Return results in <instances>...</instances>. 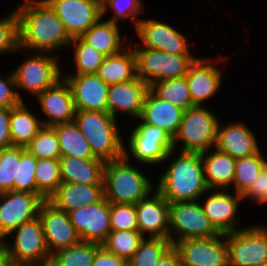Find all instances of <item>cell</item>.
<instances>
[{"instance_id": "obj_1", "label": "cell", "mask_w": 267, "mask_h": 266, "mask_svg": "<svg viewBox=\"0 0 267 266\" xmlns=\"http://www.w3.org/2000/svg\"><path fill=\"white\" fill-rule=\"evenodd\" d=\"M16 11L21 50L54 54L58 49L70 48L72 39L63 22L45 0H24Z\"/></svg>"}, {"instance_id": "obj_2", "label": "cell", "mask_w": 267, "mask_h": 266, "mask_svg": "<svg viewBox=\"0 0 267 266\" xmlns=\"http://www.w3.org/2000/svg\"><path fill=\"white\" fill-rule=\"evenodd\" d=\"M158 177L157 191L169 202L202 200L209 188L204 177L202 153L178 152Z\"/></svg>"}, {"instance_id": "obj_3", "label": "cell", "mask_w": 267, "mask_h": 266, "mask_svg": "<svg viewBox=\"0 0 267 266\" xmlns=\"http://www.w3.org/2000/svg\"><path fill=\"white\" fill-rule=\"evenodd\" d=\"M103 185L104 197L110 203L118 204L136 205L156 190L143 171L131 165L124 156L105 163Z\"/></svg>"}, {"instance_id": "obj_4", "label": "cell", "mask_w": 267, "mask_h": 266, "mask_svg": "<svg viewBox=\"0 0 267 266\" xmlns=\"http://www.w3.org/2000/svg\"><path fill=\"white\" fill-rule=\"evenodd\" d=\"M117 120L108 112L98 111H77L74 119L93 156L105 163L123 157L124 139Z\"/></svg>"}, {"instance_id": "obj_5", "label": "cell", "mask_w": 267, "mask_h": 266, "mask_svg": "<svg viewBox=\"0 0 267 266\" xmlns=\"http://www.w3.org/2000/svg\"><path fill=\"white\" fill-rule=\"evenodd\" d=\"M14 235V241L1 243L4 266H43L50 262L51 254L47 248L45 236L39 217L23 223L8 234Z\"/></svg>"}, {"instance_id": "obj_6", "label": "cell", "mask_w": 267, "mask_h": 266, "mask_svg": "<svg viewBox=\"0 0 267 266\" xmlns=\"http://www.w3.org/2000/svg\"><path fill=\"white\" fill-rule=\"evenodd\" d=\"M218 119L215 113L205 106L194 105L184 111L179 129L173 138L174 150L204 153L213 149L220 122ZM178 142L182 144L180 147L177 146Z\"/></svg>"}, {"instance_id": "obj_7", "label": "cell", "mask_w": 267, "mask_h": 266, "mask_svg": "<svg viewBox=\"0 0 267 266\" xmlns=\"http://www.w3.org/2000/svg\"><path fill=\"white\" fill-rule=\"evenodd\" d=\"M127 139L128 148L124 142L123 156L128 161L133 158L141 165L167 163L166 160H170L169 158L176 154L173 138L168 133L141 121L134 125Z\"/></svg>"}, {"instance_id": "obj_8", "label": "cell", "mask_w": 267, "mask_h": 266, "mask_svg": "<svg viewBox=\"0 0 267 266\" xmlns=\"http://www.w3.org/2000/svg\"><path fill=\"white\" fill-rule=\"evenodd\" d=\"M132 47L135 48L137 77L149 86L163 80L185 77L198 58L192 54H171L147 47Z\"/></svg>"}, {"instance_id": "obj_9", "label": "cell", "mask_w": 267, "mask_h": 266, "mask_svg": "<svg viewBox=\"0 0 267 266\" xmlns=\"http://www.w3.org/2000/svg\"><path fill=\"white\" fill-rule=\"evenodd\" d=\"M26 53L28 56L25 55L26 58H24L23 62L12 70L18 95L23 101L24 99L19 90L23 89L36 97L63 78V70L58 62V56L52 53Z\"/></svg>"}, {"instance_id": "obj_10", "label": "cell", "mask_w": 267, "mask_h": 266, "mask_svg": "<svg viewBox=\"0 0 267 266\" xmlns=\"http://www.w3.org/2000/svg\"><path fill=\"white\" fill-rule=\"evenodd\" d=\"M218 235L200 201L169 203L168 239L173 245L184 239L213 238Z\"/></svg>"}, {"instance_id": "obj_11", "label": "cell", "mask_w": 267, "mask_h": 266, "mask_svg": "<svg viewBox=\"0 0 267 266\" xmlns=\"http://www.w3.org/2000/svg\"><path fill=\"white\" fill-rule=\"evenodd\" d=\"M229 266H255L267 261V226L253 224L226 234Z\"/></svg>"}, {"instance_id": "obj_12", "label": "cell", "mask_w": 267, "mask_h": 266, "mask_svg": "<svg viewBox=\"0 0 267 266\" xmlns=\"http://www.w3.org/2000/svg\"><path fill=\"white\" fill-rule=\"evenodd\" d=\"M44 201L45 199L37 193H0V243L23 223L38 217Z\"/></svg>"}, {"instance_id": "obj_13", "label": "cell", "mask_w": 267, "mask_h": 266, "mask_svg": "<svg viewBox=\"0 0 267 266\" xmlns=\"http://www.w3.org/2000/svg\"><path fill=\"white\" fill-rule=\"evenodd\" d=\"M139 41L131 46L147 47L171 54H190V44L186 35L175 29L173 25L157 19H141L136 28ZM135 44V45H134Z\"/></svg>"}, {"instance_id": "obj_14", "label": "cell", "mask_w": 267, "mask_h": 266, "mask_svg": "<svg viewBox=\"0 0 267 266\" xmlns=\"http://www.w3.org/2000/svg\"><path fill=\"white\" fill-rule=\"evenodd\" d=\"M63 22L71 39L81 37L102 18L101 2L94 0H45Z\"/></svg>"}, {"instance_id": "obj_15", "label": "cell", "mask_w": 267, "mask_h": 266, "mask_svg": "<svg viewBox=\"0 0 267 266\" xmlns=\"http://www.w3.org/2000/svg\"><path fill=\"white\" fill-rule=\"evenodd\" d=\"M174 248L182 264L190 266H229L226 234L213 238L184 239Z\"/></svg>"}, {"instance_id": "obj_16", "label": "cell", "mask_w": 267, "mask_h": 266, "mask_svg": "<svg viewBox=\"0 0 267 266\" xmlns=\"http://www.w3.org/2000/svg\"><path fill=\"white\" fill-rule=\"evenodd\" d=\"M68 216L82 242L102 244L112 231L110 202L105 197L100 202L68 212Z\"/></svg>"}, {"instance_id": "obj_17", "label": "cell", "mask_w": 267, "mask_h": 266, "mask_svg": "<svg viewBox=\"0 0 267 266\" xmlns=\"http://www.w3.org/2000/svg\"><path fill=\"white\" fill-rule=\"evenodd\" d=\"M38 217L51 255L81 242L68 213L57 209L48 200L42 203Z\"/></svg>"}, {"instance_id": "obj_18", "label": "cell", "mask_w": 267, "mask_h": 266, "mask_svg": "<svg viewBox=\"0 0 267 266\" xmlns=\"http://www.w3.org/2000/svg\"><path fill=\"white\" fill-rule=\"evenodd\" d=\"M206 194L205 202L200 204L214 229L223 235L238 231L241 222L236 213L242 196L224 189H209Z\"/></svg>"}, {"instance_id": "obj_19", "label": "cell", "mask_w": 267, "mask_h": 266, "mask_svg": "<svg viewBox=\"0 0 267 266\" xmlns=\"http://www.w3.org/2000/svg\"><path fill=\"white\" fill-rule=\"evenodd\" d=\"M63 78L69 84L77 111L108 112L109 85L97 74H70Z\"/></svg>"}, {"instance_id": "obj_20", "label": "cell", "mask_w": 267, "mask_h": 266, "mask_svg": "<svg viewBox=\"0 0 267 266\" xmlns=\"http://www.w3.org/2000/svg\"><path fill=\"white\" fill-rule=\"evenodd\" d=\"M47 118L41 119L43 126H55L74 121L77 110L69 84L64 78L36 97Z\"/></svg>"}, {"instance_id": "obj_21", "label": "cell", "mask_w": 267, "mask_h": 266, "mask_svg": "<svg viewBox=\"0 0 267 266\" xmlns=\"http://www.w3.org/2000/svg\"><path fill=\"white\" fill-rule=\"evenodd\" d=\"M215 61L217 62L216 59L199 57L190 66L186 80L193 105H206L205 102L213 98L221 88L223 74L214 64Z\"/></svg>"}, {"instance_id": "obj_22", "label": "cell", "mask_w": 267, "mask_h": 266, "mask_svg": "<svg viewBox=\"0 0 267 266\" xmlns=\"http://www.w3.org/2000/svg\"><path fill=\"white\" fill-rule=\"evenodd\" d=\"M138 231L144 237L168 239L169 202L155 190L136 205Z\"/></svg>"}, {"instance_id": "obj_23", "label": "cell", "mask_w": 267, "mask_h": 266, "mask_svg": "<svg viewBox=\"0 0 267 266\" xmlns=\"http://www.w3.org/2000/svg\"><path fill=\"white\" fill-rule=\"evenodd\" d=\"M149 90L150 86L139 77L128 82L109 85L108 113L115 119H118L119 112L138 119Z\"/></svg>"}, {"instance_id": "obj_24", "label": "cell", "mask_w": 267, "mask_h": 266, "mask_svg": "<svg viewBox=\"0 0 267 266\" xmlns=\"http://www.w3.org/2000/svg\"><path fill=\"white\" fill-rule=\"evenodd\" d=\"M219 122L215 148L234 159L252 156L260 150L255 132L244 121Z\"/></svg>"}, {"instance_id": "obj_25", "label": "cell", "mask_w": 267, "mask_h": 266, "mask_svg": "<svg viewBox=\"0 0 267 266\" xmlns=\"http://www.w3.org/2000/svg\"><path fill=\"white\" fill-rule=\"evenodd\" d=\"M183 112V109L161 100L149 90L138 120L144 124L156 126L174 138L182 121Z\"/></svg>"}, {"instance_id": "obj_26", "label": "cell", "mask_w": 267, "mask_h": 266, "mask_svg": "<svg viewBox=\"0 0 267 266\" xmlns=\"http://www.w3.org/2000/svg\"><path fill=\"white\" fill-rule=\"evenodd\" d=\"M103 198L104 185L61 183L47 200L57 209L68 213L83 205L100 202Z\"/></svg>"}, {"instance_id": "obj_27", "label": "cell", "mask_w": 267, "mask_h": 266, "mask_svg": "<svg viewBox=\"0 0 267 266\" xmlns=\"http://www.w3.org/2000/svg\"><path fill=\"white\" fill-rule=\"evenodd\" d=\"M59 163L62 183L103 185L104 161L61 156Z\"/></svg>"}, {"instance_id": "obj_28", "label": "cell", "mask_w": 267, "mask_h": 266, "mask_svg": "<svg viewBox=\"0 0 267 266\" xmlns=\"http://www.w3.org/2000/svg\"><path fill=\"white\" fill-rule=\"evenodd\" d=\"M202 162L208 188L230 192L234 181L236 159L214 147L213 150L202 153Z\"/></svg>"}, {"instance_id": "obj_29", "label": "cell", "mask_w": 267, "mask_h": 266, "mask_svg": "<svg viewBox=\"0 0 267 266\" xmlns=\"http://www.w3.org/2000/svg\"><path fill=\"white\" fill-rule=\"evenodd\" d=\"M96 74L108 85L137 78L136 56L131 44L121 52L105 57Z\"/></svg>"}, {"instance_id": "obj_30", "label": "cell", "mask_w": 267, "mask_h": 266, "mask_svg": "<svg viewBox=\"0 0 267 266\" xmlns=\"http://www.w3.org/2000/svg\"><path fill=\"white\" fill-rule=\"evenodd\" d=\"M119 24L100 19L81 38L103 55L110 56L121 52L129 45L120 34Z\"/></svg>"}, {"instance_id": "obj_31", "label": "cell", "mask_w": 267, "mask_h": 266, "mask_svg": "<svg viewBox=\"0 0 267 266\" xmlns=\"http://www.w3.org/2000/svg\"><path fill=\"white\" fill-rule=\"evenodd\" d=\"M42 127L41 118L30 111L25 101L10 108V134L13 146L26 147Z\"/></svg>"}, {"instance_id": "obj_32", "label": "cell", "mask_w": 267, "mask_h": 266, "mask_svg": "<svg viewBox=\"0 0 267 266\" xmlns=\"http://www.w3.org/2000/svg\"><path fill=\"white\" fill-rule=\"evenodd\" d=\"M53 127L58 136L61 156L80 159L95 158L88 141L74 121Z\"/></svg>"}, {"instance_id": "obj_33", "label": "cell", "mask_w": 267, "mask_h": 266, "mask_svg": "<svg viewBox=\"0 0 267 266\" xmlns=\"http://www.w3.org/2000/svg\"><path fill=\"white\" fill-rule=\"evenodd\" d=\"M266 158L259 150L252 156L236 159L234 181L230 190L243 196L267 165Z\"/></svg>"}, {"instance_id": "obj_34", "label": "cell", "mask_w": 267, "mask_h": 266, "mask_svg": "<svg viewBox=\"0 0 267 266\" xmlns=\"http://www.w3.org/2000/svg\"><path fill=\"white\" fill-rule=\"evenodd\" d=\"M150 90L161 100L168 101L184 111L194 106L186 76L154 83L150 86Z\"/></svg>"}, {"instance_id": "obj_35", "label": "cell", "mask_w": 267, "mask_h": 266, "mask_svg": "<svg viewBox=\"0 0 267 266\" xmlns=\"http://www.w3.org/2000/svg\"><path fill=\"white\" fill-rule=\"evenodd\" d=\"M101 244L80 242L67 249H62L51 255L53 266H92L94 256Z\"/></svg>"}, {"instance_id": "obj_36", "label": "cell", "mask_w": 267, "mask_h": 266, "mask_svg": "<svg viewBox=\"0 0 267 266\" xmlns=\"http://www.w3.org/2000/svg\"><path fill=\"white\" fill-rule=\"evenodd\" d=\"M144 238L138 230L111 231L101 246L117 257L129 261Z\"/></svg>"}, {"instance_id": "obj_37", "label": "cell", "mask_w": 267, "mask_h": 266, "mask_svg": "<svg viewBox=\"0 0 267 266\" xmlns=\"http://www.w3.org/2000/svg\"><path fill=\"white\" fill-rule=\"evenodd\" d=\"M69 46L74 50L73 62L76 68L74 67L73 74H96L106 56L81 37L73 38Z\"/></svg>"}, {"instance_id": "obj_38", "label": "cell", "mask_w": 267, "mask_h": 266, "mask_svg": "<svg viewBox=\"0 0 267 266\" xmlns=\"http://www.w3.org/2000/svg\"><path fill=\"white\" fill-rule=\"evenodd\" d=\"M36 193L47 200L62 183L59 159H37Z\"/></svg>"}, {"instance_id": "obj_39", "label": "cell", "mask_w": 267, "mask_h": 266, "mask_svg": "<svg viewBox=\"0 0 267 266\" xmlns=\"http://www.w3.org/2000/svg\"><path fill=\"white\" fill-rule=\"evenodd\" d=\"M172 246L169 239L145 237L128 264L129 266H156Z\"/></svg>"}, {"instance_id": "obj_40", "label": "cell", "mask_w": 267, "mask_h": 266, "mask_svg": "<svg viewBox=\"0 0 267 266\" xmlns=\"http://www.w3.org/2000/svg\"><path fill=\"white\" fill-rule=\"evenodd\" d=\"M144 2L143 0H103L101 3L102 9V19H104V15L111 11V18H107L106 20L115 24H119V22H124L125 20H131L134 22V26L136 28L138 22L141 20L138 18L141 14L144 13ZM109 9V11H108Z\"/></svg>"}, {"instance_id": "obj_41", "label": "cell", "mask_w": 267, "mask_h": 266, "mask_svg": "<svg viewBox=\"0 0 267 266\" xmlns=\"http://www.w3.org/2000/svg\"><path fill=\"white\" fill-rule=\"evenodd\" d=\"M25 149L37 159L61 157L58 136L52 126H43Z\"/></svg>"}, {"instance_id": "obj_42", "label": "cell", "mask_w": 267, "mask_h": 266, "mask_svg": "<svg viewBox=\"0 0 267 266\" xmlns=\"http://www.w3.org/2000/svg\"><path fill=\"white\" fill-rule=\"evenodd\" d=\"M21 156L22 147L12 146L0 150V193L13 191Z\"/></svg>"}, {"instance_id": "obj_43", "label": "cell", "mask_w": 267, "mask_h": 266, "mask_svg": "<svg viewBox=\"0 0 267 266\" xmlns=\"http://www.w3.org/2000/svg\"><path fill=\"white\" fill-rule=\"evenodd\" d=\"M37 158L22 147V156L18 164L17 180H14L13 191L36 193L35 170Z\"/></svg>"}, {"instance_id": "obj_44", "label": "cell", "mask_w": 267, "mask_h": 266, "mask_svg": "<svg viewBox=\"0 0 267 266\" xmlns=\"http://www.w3.org/2000/svg\"><path fill=\"white\" fill-rule=\"evenodd\" d=\"M23 52L19 47V20L16 9L0 19V55Z\"/></svg>"}, {"instance_id": "obj_45", "label": "cell", "mask_w": 267, "mask_h": 266, "mask_svg": "<svg viewBox=\"0 0 267 266\" xmlns=\"http://www.w3.org/2000/svg\"><path fill=\"white\" fill-rule=\"evenodd\" d=\"M110 227L112 231L138 230L135 205L110 203Z\"/></svg>"}, {"instance_id": "obj_46", "label": "cell", "mask_w": 267, "mask_h": 266, "mask_svg": "<svg viewBox=\"0 0 267 266\" xmlns=\"http://www.w3.org/2000/svg\"><path fill=\"white\" fill-rule=\"evenodd\" d=\"M2 76L3 75L0 74V107H15L19 105L23 100L19 97L16 90L12 71L7 76Z\"/></svg>"}, {"instance_id": "obj_47", "label": "cell", "mask_w": 267, "mask_h": 266, "mask_svg": "<svg viewBox=\"0 0 267 266\" xmlns=\"http://www.w3.org/2000/svg\"><path fill=\"white\" fill-rule=\"evenodd\" d=\"M267 189V165L262 169L255 182L250 189L242 196L244 199H249L261 205L265 204V193Z\"/></svg>"}, {"instance_id": "obj_48", "label": "cell", "mask_w": 267, "mask_h": 266, "mask_svg": "<svg viewBox=\"0 0 267 266\" xmlns=\"http://www.w3.org/2000/svg\"><path fill=\"white\" fill-rule=\"evenodd\" d=\"M10 108L0 107V150L12 147Z\"/></svg>"}, {"instance_id": "obj_49", "label": "cell", "mask_w": 267, "mask_h": 266, "mask_svg": "<svg viewBox=\"0 0 267 266\" xmlns=\"http://www.w3.org/2000/svg\"><path fill=\"white\" fill-rule=\"evenodd\" d=\"M92 266H129L128 261L117 257L100 246L94 256Z\"/></svg>"}, {"instance_id": "obj_50", "label": "cell", "mask_w": 267, "mask_h": 266, "mask_svg": "<svg viewBox=\"0 0 267 266\" xmlns=\"http://www.w3.org/2000/svg\"><path fill=\"white\" fill-rule=\"evenodd\" d=\"M181 260L179 253L172 246L159 260L156 266H180Z\"/></svg>"}, {"instance_id": "obj_51", "label": "cell", "mask_w": 267, "mask_h": 266, "mask_svg": "<svg viewBox=\"0 0 267 266\" xmlns=\"http://www.w3.org/2000/svg\"><path fill=\"white\" fill-rule=\"evenodd\" d=\"M0 266H4L1 246H0Z\"/></svg>"}, {"instance_id": "obj_52", "label": "cell", "mask_w": 267, "mask_h": 266, "mask_svg": "<svg viewBox=\"0 0 267 266\" xmlns=\"http://www.w3.org/2000/svg\"><path fill=\"white\" fill-rule=\"evenodd\" d=\"M255 266H267V261L266 262H263L262 264L255 265Z\"/></svg>"}, {"instance_id": "obj_53", "label": "cell", "mask_w": 267, "mask_h": 266, "mask_svg": "<svg viewBox=\"0 0 267 266\" xmlns=\"http://www.w3.org/2000/svg\"><path fill=\"white\" fill-rule=\"evenodd\" d=\"M265 204H267V189H266V193H265Z\"/></svg>"}, {"instance_id": "obj_54", "label": "cell", "mask_w": 267, "mask_h": 266, "mask_svg": "<svg viewBox=\"0 0 267 266\" xmlns=\"http://www.w3.org/2000/svg\"><path fill=\"white\" fill-rule=\"evenodd\" d=\"M43 266H53L50 262L44 264Z\"/></svg>"}]
</instances>
